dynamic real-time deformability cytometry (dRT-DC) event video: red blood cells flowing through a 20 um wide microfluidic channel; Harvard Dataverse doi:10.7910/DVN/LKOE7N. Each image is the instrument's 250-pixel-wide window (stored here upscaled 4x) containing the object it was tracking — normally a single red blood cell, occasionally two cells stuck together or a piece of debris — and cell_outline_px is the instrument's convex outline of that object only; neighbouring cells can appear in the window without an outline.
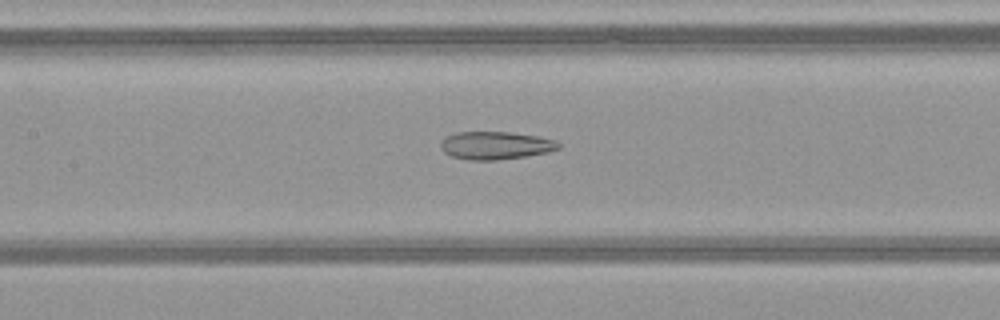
{"species": "common noctule bat (a hibernating species)", "species_latin": "Nyctalus noctula", "temperature_condition": "warm", "stored_images_in_passage": 40, "camera_frame_rate_fps": 3000, "um_per_image_px": 0.085, "animal": {"sex": "female", "body_mass_g": 21.9}, "frame": {"image": 1, "passage_image": 14, "time_ms": 4.333, "image_size_px": [1000, 320], "cell_outline_px": [[560, 148], [548, 152], [524, 156], [496, 160], [468, 160], [452, 156], [444, 152], [440, 148], [440, 140], [456, 132], [508, 132], [540, 136], [556, 140], [560, 144]], "centroid_in_image_um": [42.12, 12.36], "position_along_channel_um": 165.3, "area_um2": 19.19}}
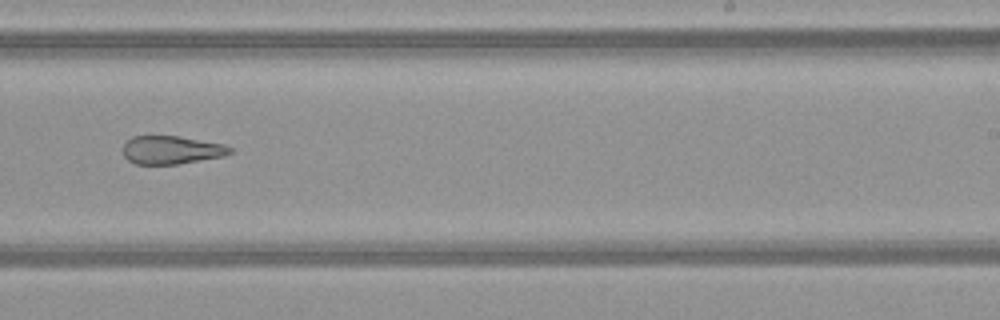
{"frame": {"image": 2, "passage_image": 22, "time_ms": 7.0, "image_size_px": [1000, 320], "cell_outline_px": [[232, 152], [224, 156], [176, 164], [136, 164], [128, 160], [124, 156], [124, 144], [132, 136], [180, 136], [224, 144], [232, 148]], "centroid_in_image_um": [14.58, 12.74], "position_along_channel_um": 274.4, "area_um2": 17.51}}
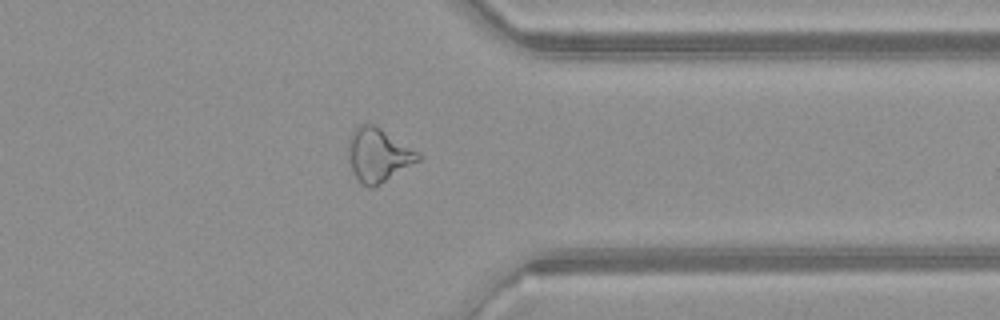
{"frame": {"image": 3, "passage_image": 30, "time_ms": 9.667, "image_size_px": [1000, 320], "cell_outline_px": [[420, 160], [372, 188], [368, 188], [356, 176], [352, 168], [348, 152], [348, 140], [352, 132], [360, 124], [372, 124], [380, 128], [420, 152]], "centroid_in_image_um": [32.16, 13.15], "position_along_channel_um": 379.2, "area_um2": 21.33}, "authors_computed_cell_mechanics": {"area_um2": 21.2415, "velocity_mm_per_s": 4.1149, "shape_relaxation_time_tau1_ms": null, "shape_relaxation_time_tau2_ms": 3.9559, "deformation_change_tau1": null, "deformation_change_tau2": 0.1516}}